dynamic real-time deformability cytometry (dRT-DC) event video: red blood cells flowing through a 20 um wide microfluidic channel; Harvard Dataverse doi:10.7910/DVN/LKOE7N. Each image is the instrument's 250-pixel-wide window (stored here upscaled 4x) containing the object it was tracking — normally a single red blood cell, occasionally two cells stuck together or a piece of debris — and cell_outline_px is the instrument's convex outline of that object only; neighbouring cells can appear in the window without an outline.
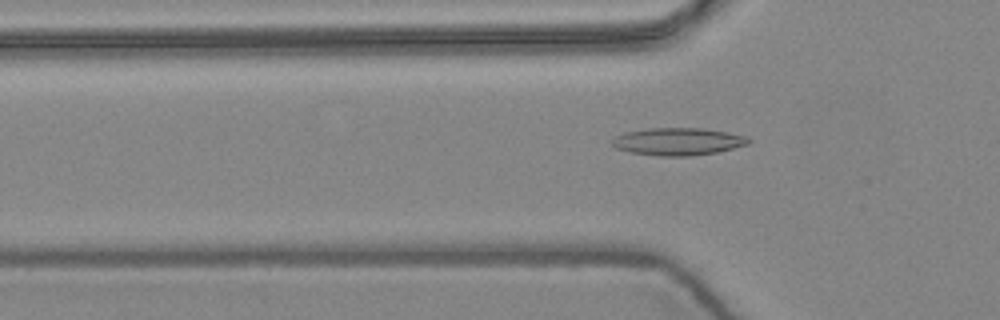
{"species": "common noctule bat (a hibernating species)", "species_latin": "Nyctalus noctula", "temperature_condition": "warm", "stored_images_in_passage": 2, "camera_frame_rate_fps": 3000, "um_per_image_px": 0.085, "animal": {"sex": "female", "body_mass_g": 24.6, "forearm_length_mm": 56.2}, "frame": {"image": 1, "passage_image": 2, "time_ms": 0.333, "image_size_px": [1000, 320], "cell_outline_px": [[752, 140], [748, 144], [716, 152], [692, 156], [660, 156], [628, 152], [616, 148], [612, 144], [612, 140], [616, 136], [624, 132], [648, 128], [700, 128], [728, 132], [744, 136]], "centroid_in_image_um": [57.6, 12.03], "position_along_channel_um": 68.2, "area_um2": 21.79}}